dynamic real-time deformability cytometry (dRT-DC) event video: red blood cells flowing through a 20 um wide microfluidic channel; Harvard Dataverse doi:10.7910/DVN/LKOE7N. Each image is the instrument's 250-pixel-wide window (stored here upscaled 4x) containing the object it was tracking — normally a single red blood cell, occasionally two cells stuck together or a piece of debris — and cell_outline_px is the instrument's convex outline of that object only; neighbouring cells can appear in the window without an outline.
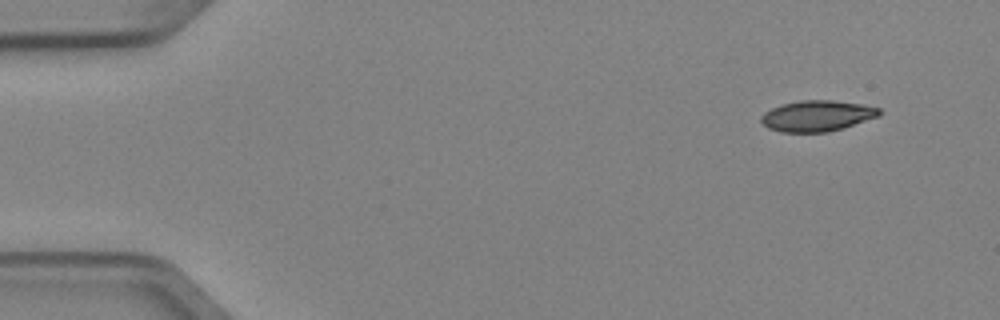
{"species": "Egyptian fruit bat (a non-hibernating species)", "species_latin": "Rousettus aegyptiacus", "temperature_condition": "cold", "stored_images_in_passage": 4, "camera_frame_rate_fps": 3000, "um_per_image_px": 0.085, "animal": {"sex": "female"}, "frame": {"image": 1, "passage_image": 1, "time_ms": 0.0, "image_size_px": [1000, 320], "cell_outline_px": [[884, 112], [880, 116], [828, 132], [780, 132], [768, 128], [760, 120], [760, 116], [764, 112], [780, 104], [800, 100], [832, 100], [860, 104], [880, 108]], "centroid_in_image_um": [69.44, 9.84], "position_along_channel_um": 15.6, "area_um2": 21.33}}
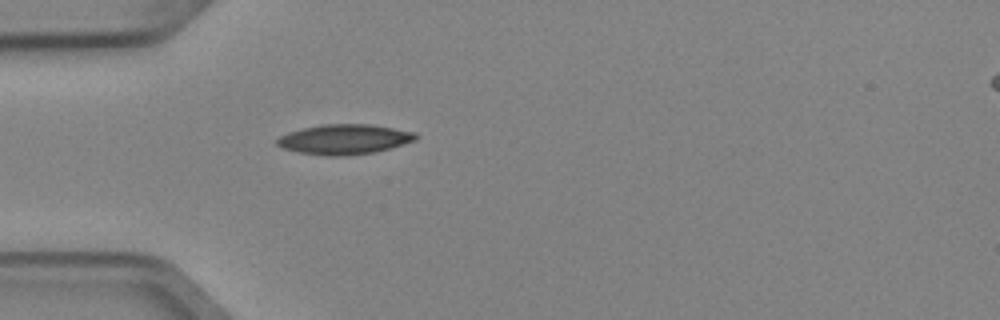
{"frame": {"image": 2, "passage_image": 4, "time_ms": 1.0, "image_size_px": [1000, 320], "cell_outline_px": [[416, 140], [376, 152], [348, 156], [328, 156], [300, 152], [284, 148], [276, 144], [276, 140], [280, 136], [288, 132], [304, 128], [324, 124], [372, 124], [416, 132]], "centroid_in_image_um": [29.29, 11.84], "position_along_channel_um": 55.7, "area_um2": 24.16}}